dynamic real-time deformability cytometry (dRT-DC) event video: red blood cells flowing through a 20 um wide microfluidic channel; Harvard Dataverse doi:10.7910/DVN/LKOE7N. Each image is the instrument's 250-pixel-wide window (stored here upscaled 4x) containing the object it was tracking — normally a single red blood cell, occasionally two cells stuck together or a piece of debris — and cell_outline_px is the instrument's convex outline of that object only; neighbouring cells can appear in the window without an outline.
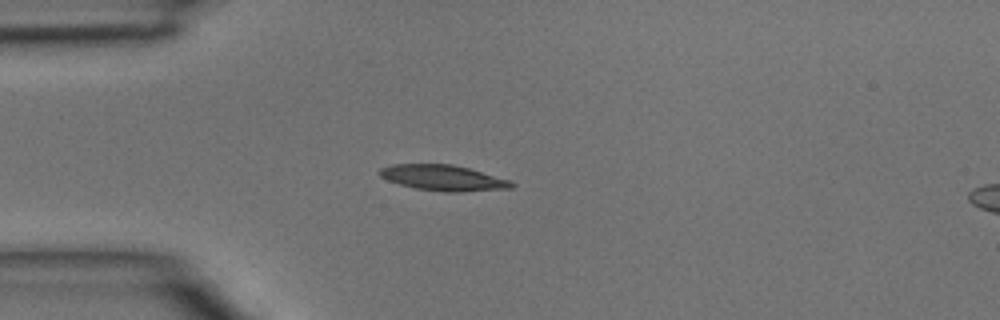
{"species": "common noctule bat (a hibernating species)", "species_latin": "Nyctalus noctula", "temperature_condition": "room temperature", "stored_images_in_passage": 2, "camera_frame_rate_fps": 3000, "um_per_image_px": 0.085, "animal": {"sex": "male", "body_mass_g": 15.6}, "frame": {"image": 1, "passage_image": 2, "time_ms": 0.333, "image_size_px": [1000, 320], "cell_outline_px": [[516, 184], [512, 188], [456, 192], [444, 192], [416, 188], [400, 184], [388, 180], [380, 176], [376, 172], [380, 168], [392, 164], [452, 164], [468, 168], [512, 180]], "centroid_in_image_um": [37.68, 15.11], "position_along_channel_um": 47.3, "area_um2": 19.77}}